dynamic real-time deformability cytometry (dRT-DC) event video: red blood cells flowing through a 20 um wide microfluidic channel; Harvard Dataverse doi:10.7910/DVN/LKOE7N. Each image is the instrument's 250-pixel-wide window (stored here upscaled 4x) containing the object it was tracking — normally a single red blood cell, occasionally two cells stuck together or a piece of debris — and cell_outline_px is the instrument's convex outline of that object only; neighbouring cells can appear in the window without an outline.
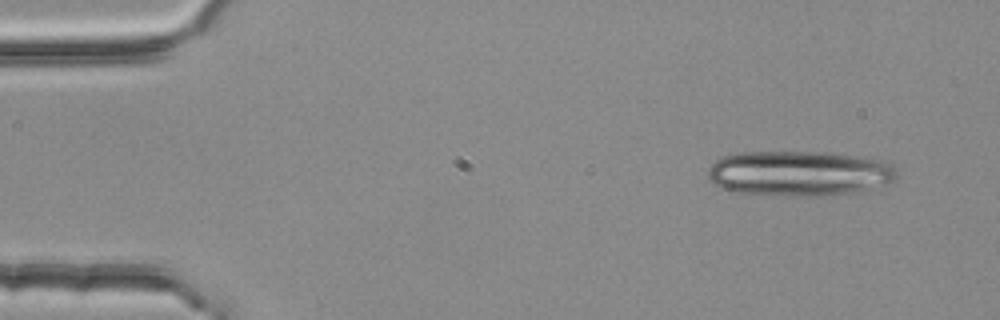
{"species": "common noctule bat (a hibernating species)", "species_latin": "Nyctalus noctula", "temperature_condition": "room temperature", "stored_images_in_passage": 3, "camera_frame_rate_fps": 3000, "um_per_image_px": 0.085, "animal": {"sex": "female", "body_mass_g": 25.1}, "frame": {"image": 1, "passage_image": 1, "time_ms": 0.0, "image_size_px": [1000, 320], "cell_outline_px": [[896, 176], [888, 184], [852, 192], [824, 196], [792, 196], [736, 192], [724, 188], [716, 184], [708, 176], [708, 168], [716, 160], [724, 156], [740, 152], [824, 152], [856, 156], [884, 160], [892, 164], [896, 168]], "centroid_in_image_um": [67.96, 14.73], "position_along_channel_um": 17.0, "area_um2": 49.59}}